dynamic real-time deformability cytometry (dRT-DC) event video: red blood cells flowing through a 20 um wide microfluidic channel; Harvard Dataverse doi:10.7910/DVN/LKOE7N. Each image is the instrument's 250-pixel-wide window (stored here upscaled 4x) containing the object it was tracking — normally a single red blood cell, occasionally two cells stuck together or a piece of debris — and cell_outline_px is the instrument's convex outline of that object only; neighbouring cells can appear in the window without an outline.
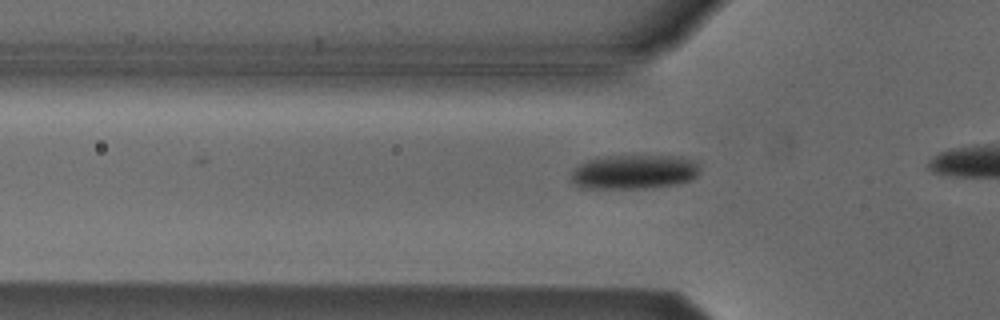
{"species": "Egyptian fruit bat (a non-hibernating species)", "species_latin": "Rousettus aegyptiacus", "temperature_condition": "cold", "stored_images_in_passage": 8, "camera_frame_rate_fps": 3000, "um_per_image_px": 0.085, "animal": {"sex": "male"}, "frame": {"image": 1, "passage_image": 2, "time_ms": 0.333, "image_size_px": [1000, 320], "cell_outline_px": [[700, 172], [692, 180], [676, 184], [644, 188], [584, 188], [572, 184], [568, 180], [572, 168], [588, 160], [608, 156], [680, 156], [696, 160], [700, 164]], "centroid_in_image_um": [53.89, 14.61], "position_along_channel_um": 71.9, "area_um2": 26.18}}
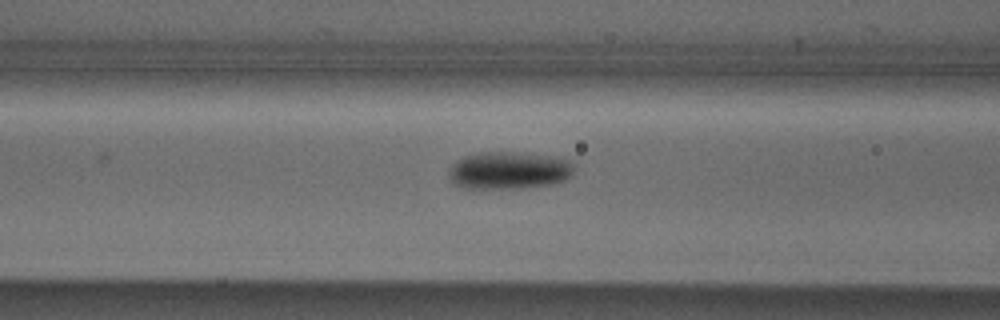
{"frame": {"image": 2, "passage_image": 6, "time_ms": 1.667, "image_size_px": [1000, 320], "cell_outline_px": [[576, 164], [572, 176], [556, 184], [524, 188], [464, 188], [456, 184], [448, 176], [448, 172], [452, 164], [456, 160], [464, 156], [480, 152], [520, 152], [556, 156], [568, 160]], "centroid_in_image_um": [43.32, 14.47], "position_along_channel_um": 123.3, "area_um2": 27.86}}